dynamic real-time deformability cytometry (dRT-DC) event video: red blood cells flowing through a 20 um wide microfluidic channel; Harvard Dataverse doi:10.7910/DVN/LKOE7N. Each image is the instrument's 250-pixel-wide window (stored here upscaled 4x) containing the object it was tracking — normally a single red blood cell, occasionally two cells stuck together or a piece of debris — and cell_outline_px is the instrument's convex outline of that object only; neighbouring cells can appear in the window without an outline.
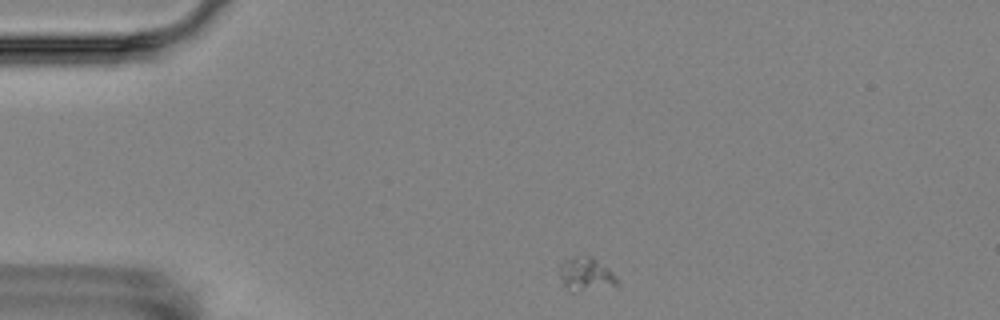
{"species": "Egyptian fruit bat (a non-hibernating species)", "species_latin": "Rousettus aegyptiacus", "temperature_condition": "room temperature", "stored_images_in_passage": 8, "camera_frame_rate_fps": 3000, "um_per_image_px": 0.085, "animal": {"sex": "female"}, "frame": {"image": 1, "passage_image": 1, "time_ms": 0.0, "image_size_px": [1000, 320], "cell_outline_px": [[620, 284], [576, 292], [572, 292], [564, 284], [560, 276], [560, 264], [564, 260], [576, 256], [592, 256], [608, 268], [620, 280]], "centroid_in_image_um": [49.82, 23.3], "position_along_channel_um": 35.2, "area_um2": 11.16}}
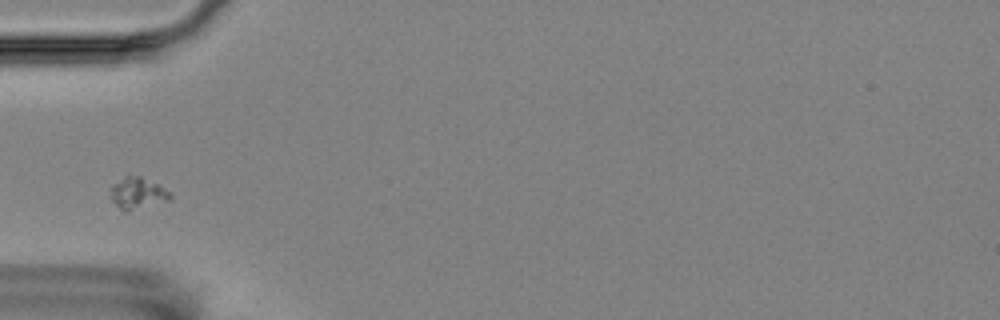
{"frame": {"image": 2, "passage_image": 2, "time_ms": 2.333, "image_size_px": [1000, 320], "cell_outline_px": [[172, 200], [124, 212], [108, 196], [112, 184], [124, 176], [140, 176], [172, 192]], "centroid_in_image_um": [11.69, 16.43], "position_along_channel_um": 73.3, "area_um2": 11.04}}
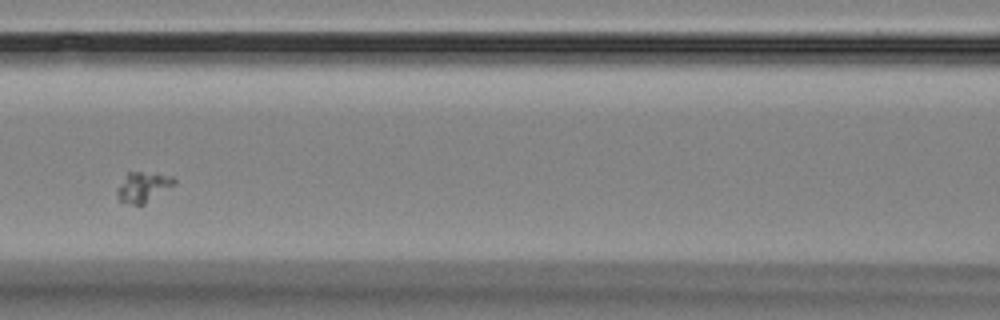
{"frame": {"image": 3, "passage_image": 4, "time_ms": 4.667, "image_size_px": [1000, 320], "cell_outline_px": [[176, 184], [144, 204], [132, 204], [120, 200], [116, 192], [116, 188], [128, 172], [156, 172], [172, 176], [176, 180]], "centroid_in_image_um": [12.19, 15.86], "position_along_channel_um": 154.4, "area_um2": 10.06}}